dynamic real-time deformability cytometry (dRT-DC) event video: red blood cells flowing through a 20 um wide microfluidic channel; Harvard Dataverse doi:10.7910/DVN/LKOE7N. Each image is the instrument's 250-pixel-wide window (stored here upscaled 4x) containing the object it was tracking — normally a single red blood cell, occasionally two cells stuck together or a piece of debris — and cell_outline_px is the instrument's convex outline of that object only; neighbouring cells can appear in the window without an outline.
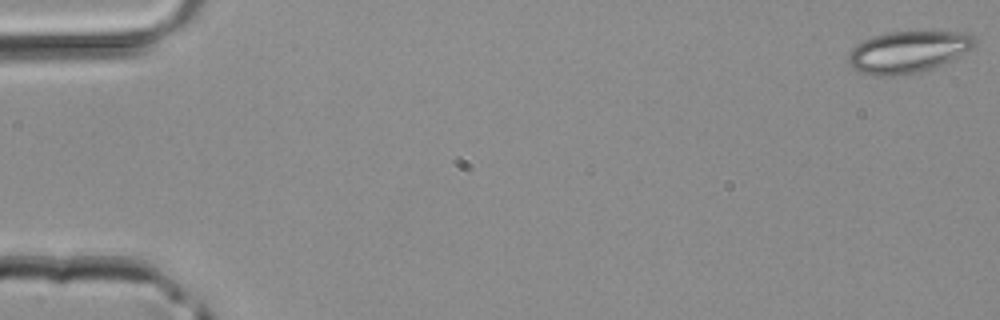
{"species": "common noctule bat (a hibernating species)", "species_latin": "Nyctalus noctula", "temperature_condition": "room temperature", "stored_images_in_passage": 46, "camera_frame_rate_fps": 3000, "um_per_image_px": 0.085, "animal": {"sex": "male", "body_mass_g": 20.4}, "frame": {"image": 1, "passage_image": 1, "time_ms": 0.0, "image_size_px": [1000, 320], "cell_outline_px": [[976, 44], [972, 48], [956, 60], [920, 72], [904, 76], [872, 76], [856, 72], [852, 68], [848, 60], [848, 56], [852, 48], [856, 44], [872, 36], [888, 32], [968, 32], [976, 40]], "centroid_in_image_um": [77.19, 4.44], "position_along_channel_um": 7.8, "area_um2": 31.33}}
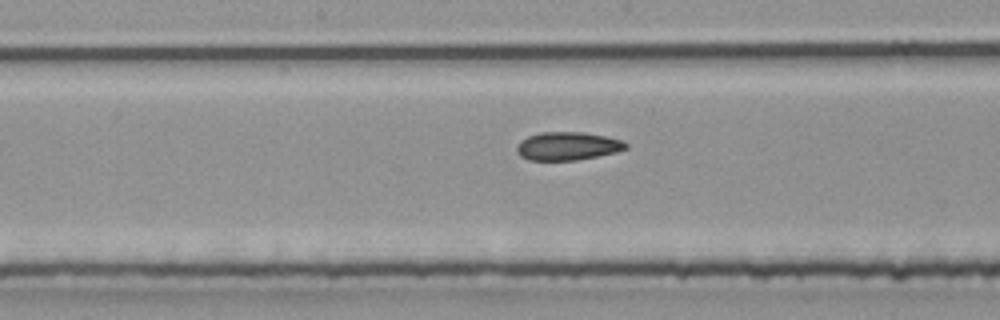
{"frame": {"image": 2, "passage_image": 24, "time_ms": 7.667, "image_size_px": [1000, 320], "cell_outline_px": [[628, 148], [616, 152], [576, 160], [528, 160], [520, 156], [516, 152], [516, 148], [520, 140], [528, 136], [540, 132], [584, 132], [624, 140], [628, 144]], "centroid_in_image_um": [48.23, 12.41], "position_along_channel_um": 200.0, "area_um2": 18.03}}
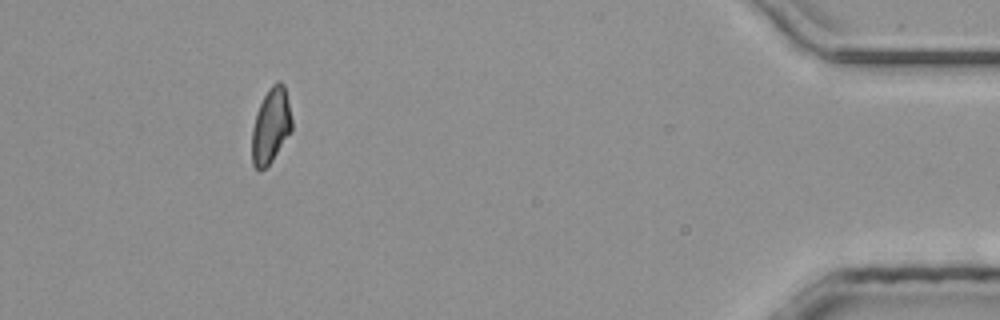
{"frame": {"image": 3, "passage_image": 42, "time_ms": 13.667, "image_size_px": [1000, 320], "cell_outline_px": [[292, 132], [272, 160], [260, 172], [252, 164], [252, 128], [256, 112], [268, 88], [276, 80], [280, 80], [284, 84], [288, 100], [292, 120]], "centroid_in_image_um": [23.03, 10.67], "position_along_channel_um": 412.2, "area_um2": 17.69}}